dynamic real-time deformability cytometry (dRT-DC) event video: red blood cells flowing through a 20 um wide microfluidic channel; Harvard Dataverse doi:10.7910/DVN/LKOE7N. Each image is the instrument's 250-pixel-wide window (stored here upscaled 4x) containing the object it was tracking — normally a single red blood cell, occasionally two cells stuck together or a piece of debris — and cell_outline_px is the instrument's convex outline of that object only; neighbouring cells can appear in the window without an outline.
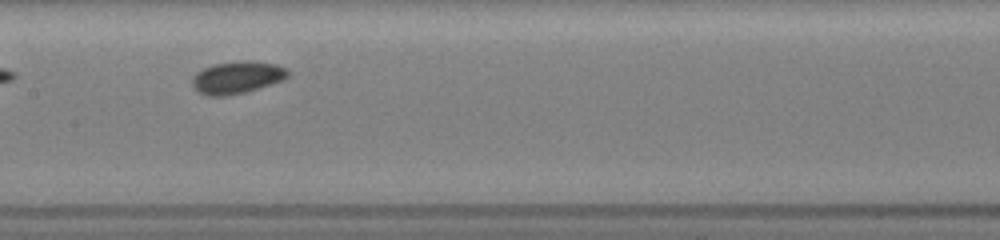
{"species": "common noctule bat (a hibernating species)", "species_latin": "Nyctalus noctula", "temperature_condition": "room temperature", "stored_images_in_passage": 17, "camera_frame_rate_fps": 3000, "um_per_image_px": 0.085, "animal": {"sex": "female", "body_mass_g": 19.5, "forearm_length_mm": 54.1}, "frame": {"image": 1, "passage_image": 8, "time_ms": 3.667, "image_size_px": [1000, 240], "cell_outline_px": [[292, 72], [284, 80], [244, 92], [224, 96], [208, 96], [200, 92], [192, 84], [192, 76], [196, 72], [212, 64], [240, 60], [248, 60], [276, 64], [288, 68]], "centroid_in_image_um": [20.19, 6.56], "position_along_channel_um": 187.2, "area_um2": 18.15}, "authors_computed_cell_mechanics": {"area_um2": 17.7446, "velocity_mm_per_s": 3.9736, "shape_relaxation_time_tau1_ms": 2.1702, "shape_relaxation_time_tau2_ms": 5.3125, "deformation_change_tau1": 0.1285, "deformation_change_tau2": 0.0798}}